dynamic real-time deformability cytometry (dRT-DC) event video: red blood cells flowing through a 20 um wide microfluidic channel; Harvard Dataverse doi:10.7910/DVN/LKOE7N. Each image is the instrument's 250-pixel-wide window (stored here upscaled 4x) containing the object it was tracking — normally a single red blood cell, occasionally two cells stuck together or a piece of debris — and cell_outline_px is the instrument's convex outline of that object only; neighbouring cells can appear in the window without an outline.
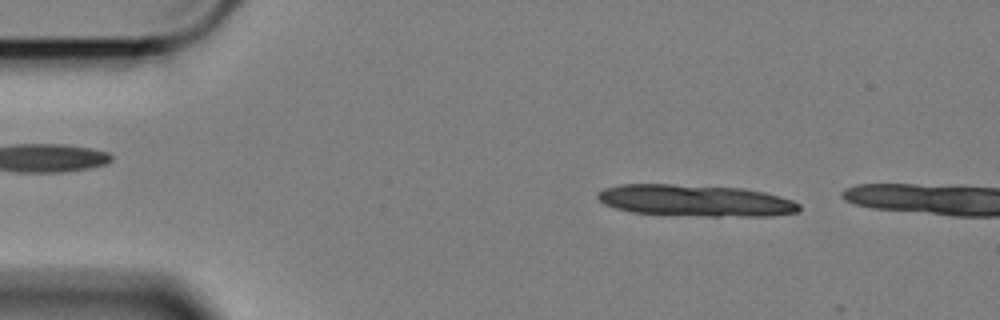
{"species": "Egyptian fruit bat (a non-hibernating species)", "species_latin": "Rousettus aegyptiacus", "temperature_condition": "cold", "stored_images_in_passage": 13, "camera_frame_rate_fps": 3000, "um_per_image_px": 0.085, "animal": {"sex": "female"}, "frame": {"image": 1, "passage_image": 7, "time_ms": 2.0, "image_size_px": [1000, 320], "cell_outline_px": [[800, 208], [796, 212], [772, 216], [704, 216], [632, 212], [616, 208], [604, 204], [596, 196], [604, 188], [620, 184], [672, 184], [744, 188], [764, 192], [780, 196], [792, 200], [800, 204]], "centroid_in_image_um": [59.13, 17.04], "position_along_channel_um": 25.9, "area_um2": 37.11}}